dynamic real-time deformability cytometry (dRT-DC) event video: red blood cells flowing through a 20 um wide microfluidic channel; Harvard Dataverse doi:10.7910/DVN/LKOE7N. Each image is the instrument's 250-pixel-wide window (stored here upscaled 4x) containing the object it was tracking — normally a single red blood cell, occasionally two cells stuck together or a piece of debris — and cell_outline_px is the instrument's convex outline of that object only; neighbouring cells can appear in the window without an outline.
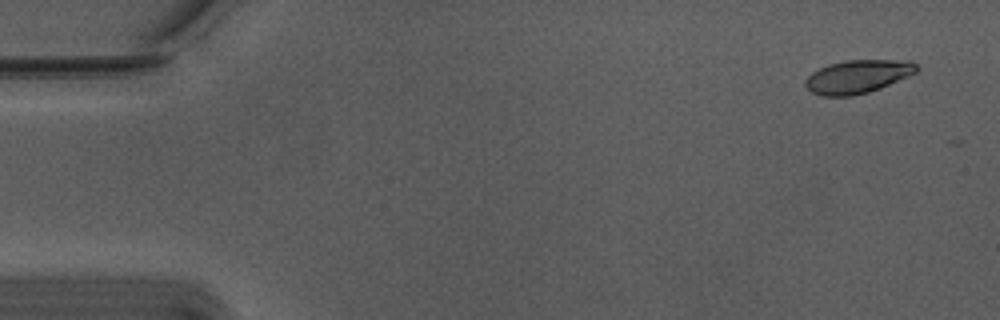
{"species": "Egyptian fruit bat (a non-hibernating species)", "species_latin": "Rousettus aegyptiacus", "temperature_condition": "warm", "stored_images_in_passage": 18, "camera_frame_rate_fps": 3000, "um_per_image_px": 0.085, "animal": {"sex": "male"}, "frame": {"image": 1, "passage_image": 1, "time_ms": 0.0, "image_size_px": [1000, 320], "cell_outline_px": [[920, 68], [916, 72], [908, 76], [880, 88], [868, 92], [852, 96], [824, 96], [812, 92], [804, 84], [804, 80], [812, 72], [828, 64], [844, 60], [912, 60]], "centroid_in_image_um": [72.91, 6.5], "position_along_channel_um": 12.1, "area_um2": 21.62}}
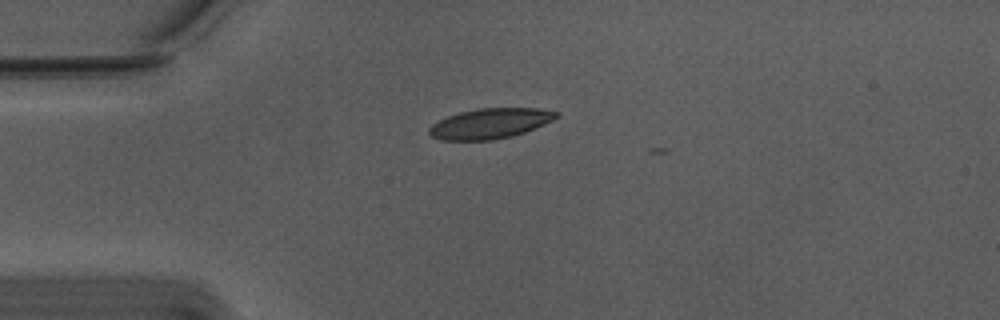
{"frame": {"image": 2, "passage_image": 12, "time_ms": 3.667, "image_size_px": [1000, 320], "cell_outline_px": [[560, 116], [552, 120], [524, 132], [512, 136], [492, 140], [440, 140], [432, 136], [428, 132], [428, 128], [432, 124], [448, 116], [460, 112], [480, 108], [536, 108], [560, 112]], "centroid_in_image_um": [41.65, 10.49], "position_along_channel_um": 43.3, "area_um2": 22.25}}
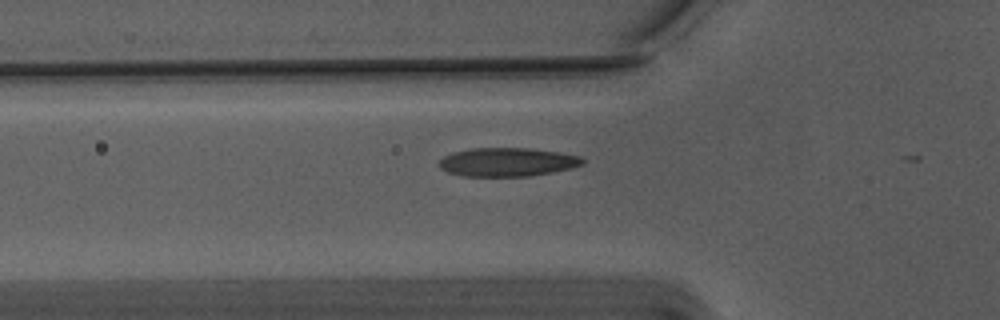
{"frame": {"image": 3, "passage_image": 17, "time_ms": 5.333, "image_size_px": [1000, 320], "cell_outline_px": [[584, 164], [552, 172], [528, 176], [460, 176], [448, 172], [440, 168], [440, 160], [444, 156], [452, 152], [472, 148], [532, 148], [580, 156], [584, 160]], "centroid_in_image_um": [43.09, 13.77], "position_along_channel_um": 82.7, "area_um2": 23.81}}